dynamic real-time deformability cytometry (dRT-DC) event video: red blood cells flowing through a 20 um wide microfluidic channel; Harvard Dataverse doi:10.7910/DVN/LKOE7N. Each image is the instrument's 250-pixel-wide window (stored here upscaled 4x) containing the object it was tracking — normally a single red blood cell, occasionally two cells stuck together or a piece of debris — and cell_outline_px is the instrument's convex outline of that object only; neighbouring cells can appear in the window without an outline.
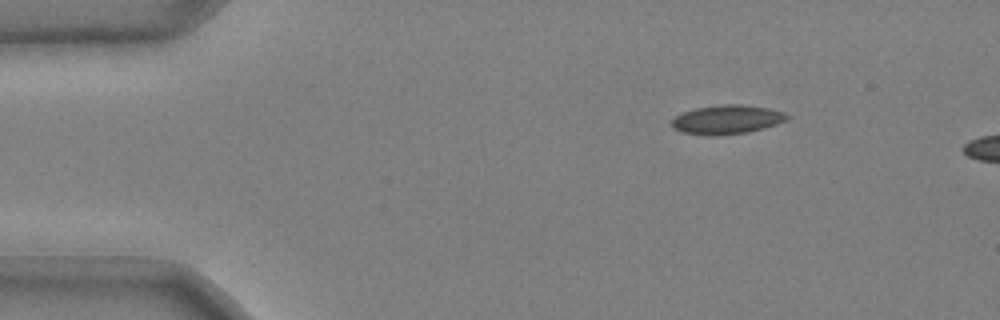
{"species": "common noctule bat (a hibernating species)", "species_latin": "Nyctalus noctula", "temperature_condition": "cold", "stored_images_in_passage": 5, "camera_frame_rate_fps": 3000, "um_per_image_px": 0.085, "animal": {"sex": "male", "body_mass_g": 20.4}, "frame": {"image": 1, "passage_image": 1, "time_ms": 0.0, "image_size_px": [1000, 320], "cell_outline_px": [[788, 120], [764, 128], [748, 132], [716, 136], [684, 132], [672, 128], [672, 120], [676, 116], [684, 112], [696, 108], [724, 104], [740, 104], [768, 108], [784, 112], [788, 116]], "centroid_in_image_um": [61.81, 10.16], "position_along_channel_um": 23.2, "area_um2": 19.31}}